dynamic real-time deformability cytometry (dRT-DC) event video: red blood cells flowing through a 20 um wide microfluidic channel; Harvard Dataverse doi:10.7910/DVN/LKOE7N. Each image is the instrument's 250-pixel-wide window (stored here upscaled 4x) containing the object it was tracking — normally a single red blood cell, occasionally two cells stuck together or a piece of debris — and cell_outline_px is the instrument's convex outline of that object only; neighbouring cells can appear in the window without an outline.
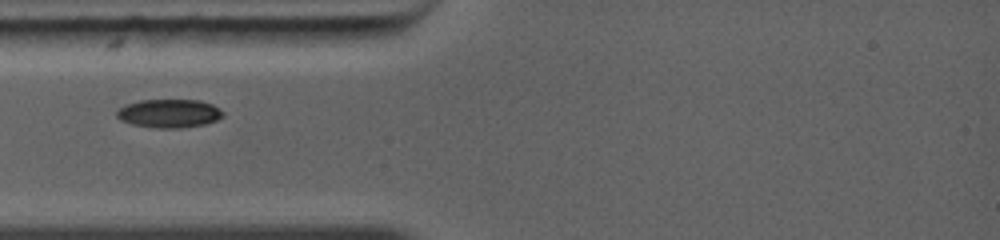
{"species": "common noctule bat (a hibernating species)", "species_latin": "Nyctalus noctula", "temperature_condition": "warm", "stored_images_in_passage": 6, "camera_frame_rate_fps": 5000, "um_per_image_px": 0.085, "animal": {"sex": "female", "body_mass_g": 19.0, "forearm_length_mm": 56.7}, "frame": {"image": 1, "passage_image": 1, "time_ms": 0.0, "image_size_px": [1000, 240], "cell_outline_px": [[224, 116], [216, 120], [204, 124], [180, 128], [156, 128], [132, 124], [120, 120], [116, 116], [116, 112], [124, 104], [140, 100], [200, 100], [212, 104], [224, 112]], "centroid_in_image_um": [14.36, 9.63], "position_along_channel_um": 70.6, "area_um2": 17.69}}
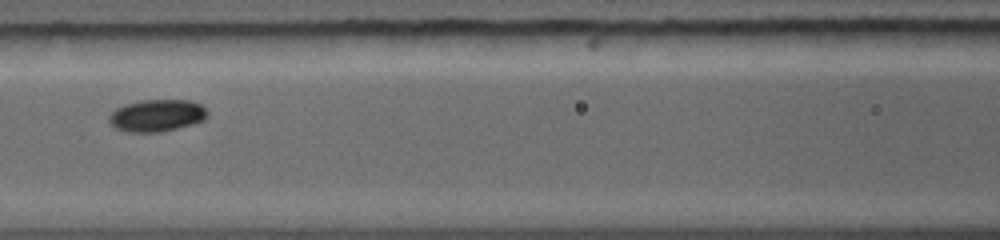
{"frame": {"image": 2, "passage_image": 3, "time_ms": 1.8, "image_size_px": [1000, 240], "cell_outline_px": [[208, 116], [204, 120], [192, 124], [160, 132], [128, 132], [116, 128], [108, 120], [108, 116], [116, 108], [124, 104], [140, 100], [192, 100], [200, 104], [208, 112]], "centroid_in_image_um": [13.33, 9.81], "position_along_channel_um": 153.3, "area_um2": 18.44}}
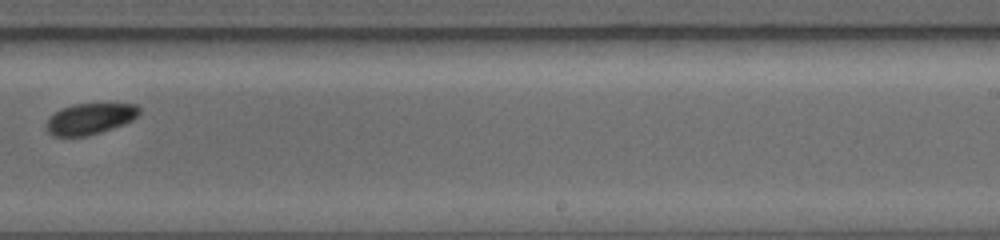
{"frame": {"image": 3, "passage_image": 6, "time_ms": 4.6, "image_size_px": [1000, 240], "cell_outline_px": [[140, 112], [132, 120], [124, 124], [88, 136], [52, 136], [44, 128], [44, 124], [56, 112], [72, 104], [136, 104], [140, 108]], "centroid_in_image_um": [7.63, 10.11], "position_along_channel_um": 281.4, "area_um2": 16.7}}